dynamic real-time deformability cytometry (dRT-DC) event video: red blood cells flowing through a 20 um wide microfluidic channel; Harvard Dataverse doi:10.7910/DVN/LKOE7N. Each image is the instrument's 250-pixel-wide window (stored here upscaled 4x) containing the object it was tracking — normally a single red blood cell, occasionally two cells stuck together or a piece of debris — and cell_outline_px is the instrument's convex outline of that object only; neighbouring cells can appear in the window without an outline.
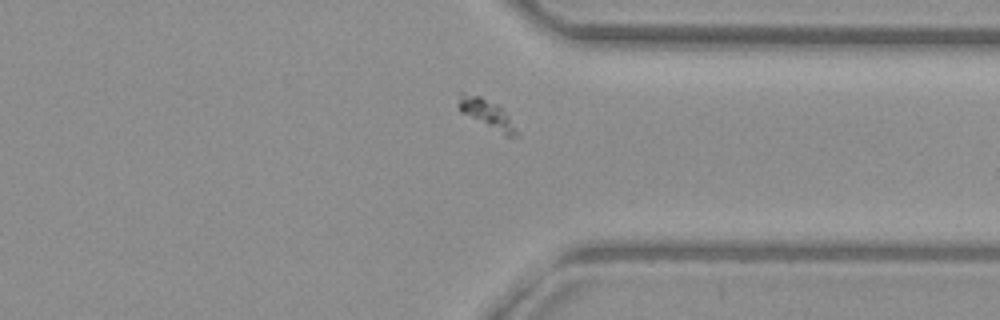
{"species": "common noctule bat (a hibernating species)", "species_latin": "Nyctalus noctula", "temperature_condition": "warm", "stored_images_in_passage": 51, "camera_frame_rate_fps": 3000, "um_per_image_px": 0.085, "animal": {"sex": "female", "body_mass_g": 29.2, "forearm_length_mm": 56.3}, "frame": {"image": 1, "passage_image": 37, "time_ms": 12.0, "image_size_px": [1000, 320], "cell_outline_px": [[520, 136], [504, 136], [460, 112], [456, 108], [456, 104], [460, 92], [464, 92], [480, 96], [500, 104], [508, 116]], "centroid_in_image_um": [41.33, 9.65], "position_along_channel_um": 370.1, "area_um2": 10.23}}
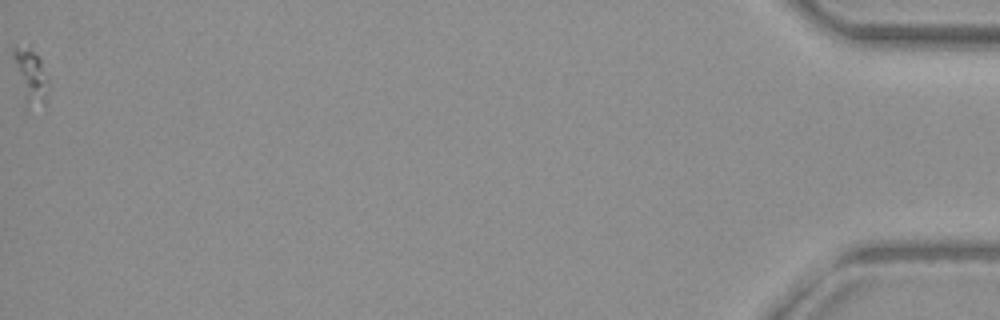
{"frame": {"image": 2, "passage_image": 51, "time_ms": 16.667, "image_size_px": [1000, 320], "cell_outline_px": [[48, 88], [44, 112], [28, 112], [24, 104], [12, 56], [12, 48], [28, 48], [40, 60], [48, 76]], "centroid_in_image_um": [2.64, 6.74], "position_along_channel_um": 432.6, "area_um2": 11.73}}